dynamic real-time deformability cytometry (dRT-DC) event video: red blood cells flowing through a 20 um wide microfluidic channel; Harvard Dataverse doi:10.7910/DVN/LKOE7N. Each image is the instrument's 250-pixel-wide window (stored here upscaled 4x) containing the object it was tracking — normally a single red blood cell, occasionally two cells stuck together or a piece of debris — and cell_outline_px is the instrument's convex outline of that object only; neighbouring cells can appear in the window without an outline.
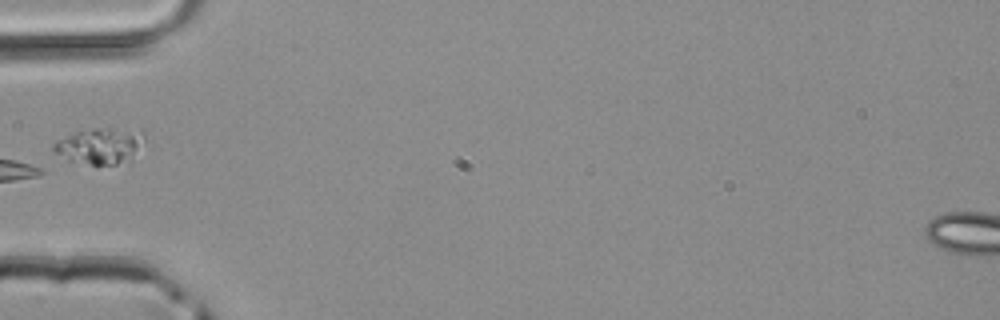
{"species": "common noctule bat (a hibernating species)", "species_latin": "Nyctalus noctula", "temperature_condition": "room temperature", "stored_images_in_passage": 2, "camera_frame_rate_fps": 3000, "um_per_image_px": 0.085, "animal": {"sex": "male", "body_mass_g": 20.4}, "frame": {"image": 1, "passage_image": 2, "time_ms": 0.333, "image_size_px": [1000, 320], "cell_outline_px": [[144, 140], [132, 164], [96, 168], [72, 160], [52, 152], [52, 144], [56, 140], [76, 132], [96, 128], [144, 128]], "centroid_in_image_um": [8.62, 12.45], "position_along_channel_um": 76.4, "area_um2": 20.4}}